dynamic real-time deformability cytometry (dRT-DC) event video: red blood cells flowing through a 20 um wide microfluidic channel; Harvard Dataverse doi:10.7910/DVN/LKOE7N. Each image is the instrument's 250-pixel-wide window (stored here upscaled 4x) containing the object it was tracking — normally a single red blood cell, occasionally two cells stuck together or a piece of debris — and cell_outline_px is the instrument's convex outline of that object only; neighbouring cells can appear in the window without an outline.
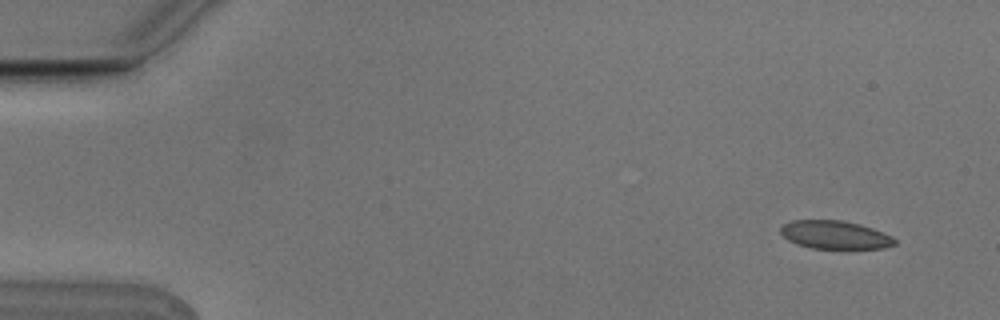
{"species": "Egyptian fruit bat (a non-hibernating species)", "species_latin": "Rousettus aegyptiacus", "temperature_condition": "cold", "stored_images_in_passage": 8, "camera_frame_rate_fps": 3000, "um_per_image_px": 0.085, "animal": {"sex": "male"}, "frame": {"image": 1, "passage_image": 1, "time_ms": 0.0, "image_size_px": [1000, 320], "cell_outline_px": [[896, 244], [884, 248], [848, 252], [812, 248], [796, 244], [788, 240], [780, 232], [780, 228], [784, 224], [792, 220], [844, 220], [860, 224], [872, 228], [892, 236], [896, 240]], "centroid_in_image_um": [71.03, 20.02], "position_along_channel_um": 14.0, "area_um2": 19.77}}
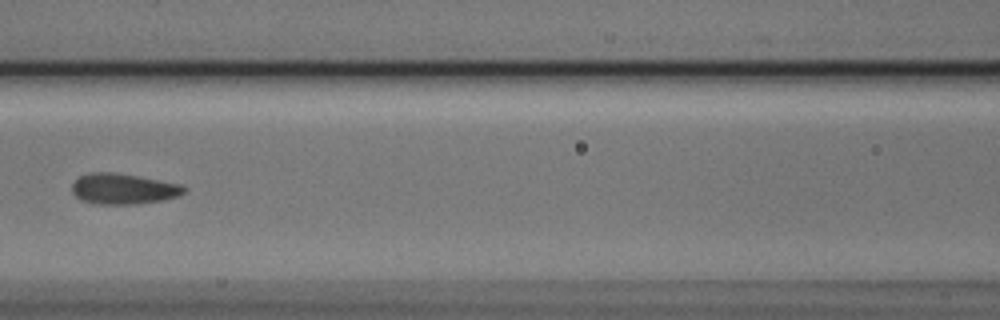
{"frame": {"image": 2, "passage_image": 7, "time_ms": 2.0, "image_size_px": [1000, 320], "cell_outline_px": [[188, 188], [180, 196], [164, 200], [136, 204], [96, 204], [80, 200], [72, 192], [72, 184], [80, 176], [88, 172], [116, 172], [140, 176], [180, 184]], "centroid_in_image_um": [10.49, 16.05], "position_along_channel_um": 156.1, "area_um2": 20.29}}
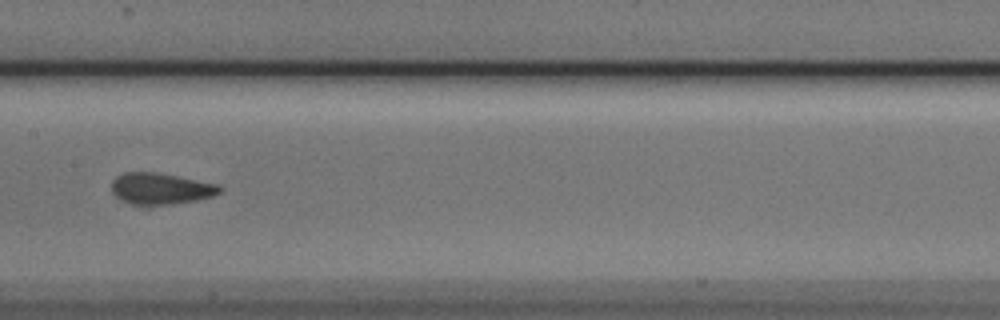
{"frame": {"image": 3, "passage_image": 8, "time_ms": 2.333, "image_size_px": [1000, 320], "cell_outline_px": [[224, 188], [220, 192], [212, 196], [196, 200], [172, 204], [128, 204], [120, 200], [112, 192], [112, 180], [116, 176], [124, 172], [156, 172], [220, 184]], "centroid_in_image_um": [13.66, 16.02], "position_along_channel_um": 193.7, "area_um2": 19.83}}